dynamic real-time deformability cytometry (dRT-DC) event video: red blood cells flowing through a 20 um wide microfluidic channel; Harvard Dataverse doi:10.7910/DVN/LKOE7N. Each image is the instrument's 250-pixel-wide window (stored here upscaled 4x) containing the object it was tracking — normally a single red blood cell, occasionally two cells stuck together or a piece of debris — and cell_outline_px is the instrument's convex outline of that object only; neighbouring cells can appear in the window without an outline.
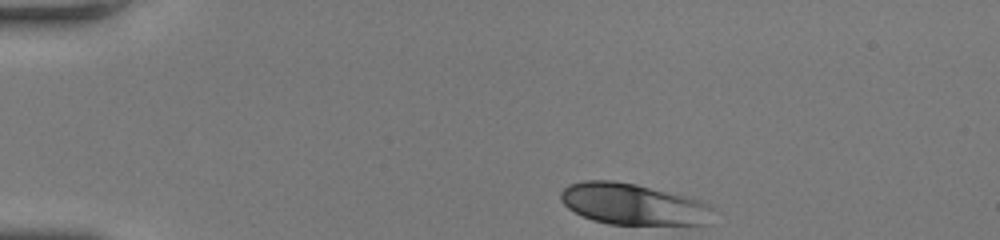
{"species": "human", "species_latin": "Homo sapiens", "temperature_condition": "room temperature", "stored_images_in_passage": 37, "camera_frame_rate_fps": 3000, "um_per_image_px": 0.085, "donor": {"sex": "female"}, "frame": {"image": 1, "passage_image": 1, "time_ms": 0.0, "image_size_px": [1000, 240], "cell_outline_px": [[720, 212], [708, 224], [608, 224], [592, 220], [568, 208], [560, 200], [560, 192], [568, 184], [584, 180], [612, 180], [636, 184], [700, 200], [712, 204]], "centroid_in_image_um": [53.89, 17.36], "position_along_channel_um": 31.1, "area_um2": 37.11}}
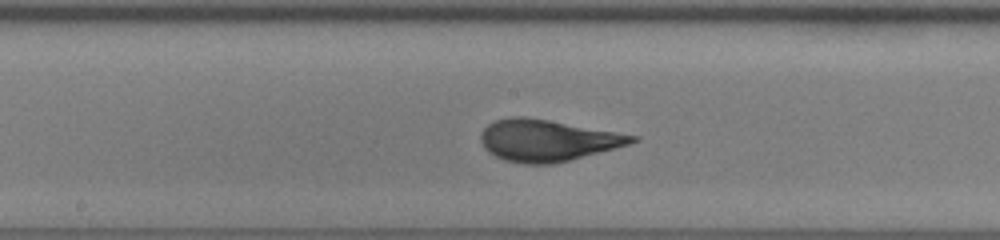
{"frame": {"image": 2, "passage_image": 20, "time_ms": 6.333, "image_size_px": [1000, 240], "cell_outline_px": [[640, 140], [632, 144], [552, 164], [524, 164], [504, 160], [488, 152], [484, 148], [480, 140], [480, 132], [488, 124], [496, 120], [512, 116], [524, 116], [548, 120], [640, 136]], "centroid_in_image_um": [46.52, 11.93], "position_along_channel_um": 201.7, "area_um2": 36.65}}
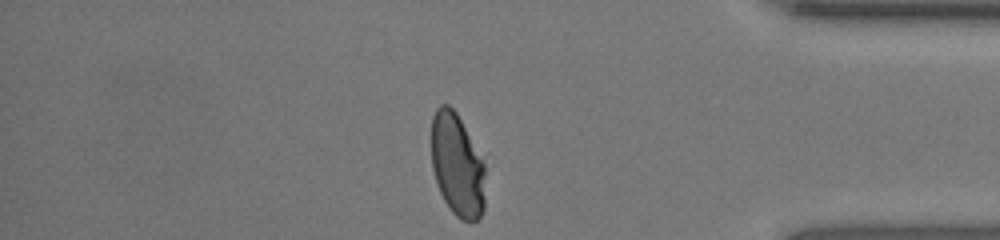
{"frame": {"image": 3, "passage_image": 37, "time_ms": 12.0, "image_size_px": [1000, 240], "cell_outline_px": [[484, 208], [480, 216], [476, 220], [460, 220], [452, 212], [444, 200], [436, 184], [432, 168], [432, 116], [436, 108], [440, 104], [448, 104], [456, 112], [484, 160]], "centroid_in_image_um": [38.85, 14.02], "position_along_channel_um": 396.3, "area_um2": 32.37}, "authors_computed_cell_mechanics": {"area_um2": 35.6626, "velocity_mm_per_s": 3.8508, "shape_relaxation_time_tau1_ms": 3.847, "shape_relaxation_time_tau2_ms": null, "deformation_change_tau1": 0.1861, "deformation_change_tau2": null}}